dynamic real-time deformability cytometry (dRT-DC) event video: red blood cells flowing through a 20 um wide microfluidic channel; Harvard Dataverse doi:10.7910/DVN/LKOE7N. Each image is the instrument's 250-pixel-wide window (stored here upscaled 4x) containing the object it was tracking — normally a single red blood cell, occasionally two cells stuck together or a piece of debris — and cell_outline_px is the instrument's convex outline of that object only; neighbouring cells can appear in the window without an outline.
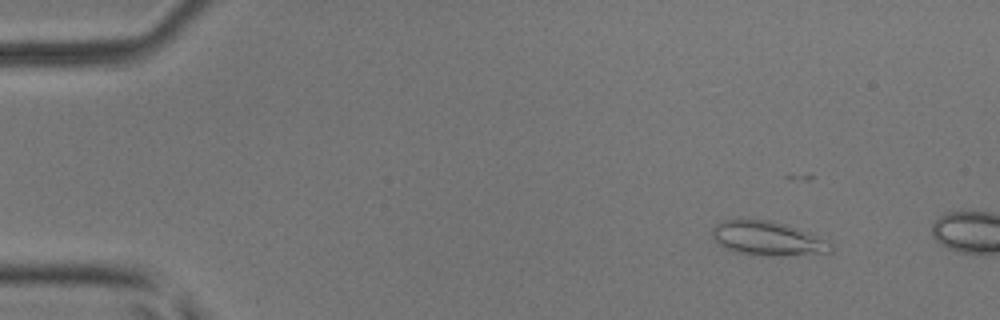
{"species": "common noctule bat (a hibernating species)", "species_latin": "Nyctalus noctula", "temperature_condition": "room temperature", "stored_images_in_passage": 10, "camera_frame_rate_fps": 3000, "um_per_image_px": 0.085, "animal": {"sex": "male", "body_mass_g": 17.9, "forearm_length_mm": 54.2}, "frame": {"image": 1, "passage_image": 6, "time_ms": 1.667, "image_size_px": [1000, 320], "cell_outline_px": [[832, 252], [784, 256], [732, 252], [724, 248], [712, 236], [712, 228], [716, 224], [724, 220], [740, 216], [772, 220], [788, 224], [808, 232], [832, 244]], "centroid_in_image_um": [65.19, 20.21], "position_along_channel_um": 19.8, "area_um2": 24.1}}